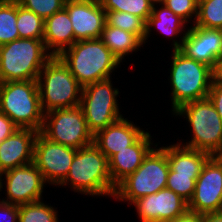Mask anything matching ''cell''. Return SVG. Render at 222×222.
<instances>
[{"label": "cell", "instance_id": "12", "mask_svg": "<svg viewBox=\"0 0 222 222\" xmlns=\"http://www.w3.org/2000/svg\"><path fill=\"white\" fill-rule=\"evenodd\" d=\"M188 210L199 214L222 211V158L211 156L196 180Z\"/></svg>", "mask_w": 222, "mask_h": 222}, {"label": "cell", "instance_id": "39", "mask_svg": "<svg viewBox=\"0 0 222 222\" xmlns=\"http://www.w3.org/2000/svg\"><path fill=\"white\" fill-rule=\"evenodd\" d=\"M202 222H222V211L202 214Z\"/></svg>", "mask_w": 222, "mask_h": 222}, {"label": "cell", "instance_id": "32", "mask_svg": "<svg viewBox=\"0 0 222 222\" xmlns=\"http://www.w3.org/2000/svg\"><path fill=\"white\" fill-rule=\"evenodd\" d=\"M24 8L31 10L43 20L64 8L66 0H17Z\"/></svg>", "mask_w": 222, "mask_h": 222}, {"label": "cell", "instance_id": "40", "mask_svg": "<svg viewBox=\"0 0 222 222\" xmlns=\"http://www.w3.org/2000/svg\"><path fill=\"white\" fill-rule=\"evenodd\" d=\"M150 2L153 4V5H160V4H163L165 2V0H150Z\"/></svg>", "mask_w": 222, "mask_h": 222}, {"label": "cell", "instance_id": "3", "mask_svg": "<svg viewBox=\"0 0 222 222\" xmlns=\"http://www.w3.org/2000/svg\"><path fill=\"white\" fill-rule=\"evenodd\" d=\"M170 70L172 113L182 105L208 97L212 84V68L172 50Z\"/></svg>", "mask_w": 222, "mask_h": 222}, {"label": "cell", "instance_id": "28", "mask_svg": "<svg viewBox=\"0 0 222 222\" xmlns=\"http://www.w3.org/2000/svg\"><path fill=\"white\" fill-rule=\"evenodd\" d=\"M106 23L137 35L144 43L146 22L135 15L120 11H106Z\"/></svg>", "mask_w": 222, "mask_h": 222}, {"label": "cell", "instance_id": "2", "mask_svg": "<svg viewBox=\"0 0 222 222\" xmlns=\"http://www.w3.org/2000/svg\"><path fill=\"white\" fill-rule=\"evenodd\" d=\"M59 57L82 87L112 78L121 63L100 38L76 41Z\"/></svg>", "mask_w": 222, "mask_h": 222}, {"label": "cell", "instance_id": "8", "mask_svg": "<svg viewBox=\"0 0 222 222\" xmlns=\"http://www.w3.org/2000/svg\"><path fill=\"white\" fill-rule=\"evenodd\" d=\"M169 174L167 145L153 148L135 172L122 180L115 189L114 199L128 206L146 195L166 188Z\"/></svg>", "mask_w": 222, "mask_h": 222}, {"label": "cell", "instance_id": "23", "mask_svg": "<svg viewBox=\"0 0 222 222\" xmlns=\"http://www.w3.org/2000/svg\"><path fill=\"white\" fill-rule=\"evenodd\" d=\"M80 107L93 135L124 117L118 105L80 104Z\"/></svg>", "mask_w": 222, "mask_h": 222}, {"label": "cell", "instance_id": "22", "mask_svg": "<svg viewBox=\"0 0 222 222\" xmlns=\"http://www.w3.org/2000/svg\"><path fill=\"white\" fill-rule=\"evenodd\" d=\"M100 39L110 49L112 54L123 63L125 56L139 51L143 41L135 34L124 31L105 23Z\"/></svg>", "mask_w": 222, "mask_h": 222}, {"label": "cell", "instance_id": "1", "mask_svg": "<svg viewBox=\"0 0 222 222\" xmlns=\"http://www.w3.org/2000/svg\"><path fill=\"white\" fill-rule=\"evenodd\" d=\"M67 185L87 196H114L116 187L111 180L108 158L93 143L77 149L69 173L59 186Z\"/></svg>", "mask_w": 222, "mask_h": 222}, {"label": "cell", "instance_id": "26", "mask_svg": "<svg viewBox=\"0 0 222 222\" xmlns=\"http://www.w3.org/2000/svg\"><path fill=\"white\" fill-rule=\"evenodd\" d=\"M17 0L0 1V46L19 39Z\"/></svg>", "mask_w": 222, "mask_h": 222}, {"label": "cell", "instance_id": "42", "mask_svg": "<svg viewBox=\"0 0 222 222\" xmlns=\"http://www.w3.org/2000/svg\"><path fill=\"white\" fill-rule=\"evenodd\" d=\"M193 1H195L199 5L203 0H193Z\"/></svg>", "mask_w": 222, "mask_h": 222}, {"label": "cell", "instance_id": "41", "mask_svg": "<svg viewBox=\"0 0 222 222\" xmlns=\"http://www.w3.org/2000/svg\"><path fill=\"white\" fill-rule=\"evenodd\" d=\"M219 57H222V43H221V48H220V52H219Z\"/></svg>", "mask_w": 222, "mask_h": 222}, {"label": "cell", "instance_id": "21", "mask_svg": "<svg viewBox=\"0 0 222 222\" xmlns=\"http://www.w3.org/2000/svg\"><path fill=\"white\" fill-rule=\"evenodd\" d=\"M211 155L204 151L190 149L179 143L167 145L169 169L184 175H200Z\"/></svg>", "mask_w": 222, "mask_h": 222}, {"label": "cell", "instance_id": "7", "mask_svg": "<svg viewBox=\"0 0 222 222\" xmlns=\"http://www.w3.org/2000/svg\"><path fill=\"white\" fill-rule=\"evenodd\" d=\"M37 82L44 113L80 106L82 86L59 56L46 62Z\"/></svg>", "mask_w": 222, "mask_h": 222}, {"label": "cell", "instance_id": "37", "mask_svg": "<svg viewBox=\"0 0 222 222\" xmlns=\"http://www.w3.org/2000/svg\"><path fill=\"white\" fill-rule=\"evenodd\" d=\"M159 222H202V214L187 210L183 215Z\"/></svg>", "mask_w": 222, "mask_h": 222}, {"label": "cell", "instance_id": "11", "mask_svg": "<svg viewBox=\"0 0 222 222\" xmlns=\"http://www.w3.org/2000/svg\"><path fill=\"white\" fill-rule=\"evenodd\" d=\"M46 184L43 174L33 162L0 174V192L3 186L6 192V197L2 200L15 205L43 200V189Z\"/></svg>", "mask_w": 222, "mask_h": 222}, {"label": "cell", "instance_id": "10", "mask_svg": "<svg viewBox=\"0 0 222 222\" xmlns=\"http://www.w3.org/2000/svg\"><path fill=\"white\" fill-rule=\"evenodd\" d=\"M76 151L51 141L39 131L34 142L33 163L48 184L59 187L69 173Z\"/></svg>", "mask_w": 222, "mask_h": 222}, {"label": "cell", "instance_id": "9", "mask_svg": "<svg viewBox=\"0 0 222 222\" xmlns=\"http://www.w3.org/2000/svg\"><path fill=\"white\" fill-rule=\"evenodd\" d=\"M40 132L51 141L75 149L93 143V134L88 128L80 106L45 113Z\"/></svg>", "mask_w": 222, "mask_h": 222}, {"label": "cell", "instance_id": "6", "mask_svg": "<svg viewBox=\"0 0 222 222\" xmlns=\"http://www.w3.org/2000/svg\"><path fill=\"white\" fill-rule=\"evenodd\" d=\"M52 57L44 41L19 38L0 46V83L37 80L40 71Z\"/></svg>", "mask_w": 222, "mask_h": 222}, {"label": "cell", "instance_id": "29", "mask_svg": "<svg viewBox=\"0 0 222 222\" xmlns=\"http://www.w3.org/2000/svg\"><path fill=\"white\" fill-rule=\"evenodd\" d=\"M105 11H120L131 13L147 22L151 15L153 4L150 0H100Z\"/></svg>", "mask_w": 222, "mask_h": 222}, {"label": "cell", "instance_id": "20", "mask_svg": "<svg viewBox=\"0 0 222 222\" xmlns=\"http://www.w3.org/2000/svg\"><path fill=\"white\" fill-rule=\"evenodd\" d=\"M159 7L157 4L153 5L151 15L148 17L146 22L144 44L147 43L146 40H148V38L151 36L150 34L152 29L155 28L161 34L166 36V38L169 39V37H172L173 44L171 45H173V50H179L182 45L183 38L187 33L188 28L186 25L188 26V24L164 4H160ZM175 36L176 38L178 37L180 39H174Z\"/></svg>", "mask_w": 222, "mask_h": 222}, {"label": "cell", "instance_id": "18", "mask_svg": "<svg viewBox=\"0 0 222 222\" xmlns=\"http://www.w3.org/2000/svg\"><path fill=\"white\" fill-rule=\"evenodd\" d=\"M151 137L149 131H145L131 146L114 154L108 160L111 180L115 187L127 176L135 172L153 149Z\"/></svg>", "mask_w": 222, "mask_h": 222}, {"label": "cell", "instance_id": "16", "mask_svg": "<svg viewBox=\"0 0 222 222\" xmlns=\"http://www.w3.org/2000/svg\"><path fill=\"white\" fill-rule=\"evenodd\" d=\"M39 131L17 129L0 143V174L33 162L34 142Z\"/></svg>", "mask_w": 222, "mask_h": 222}, {"label": "cell", "instance_id": "24", "mask_svg": "<svg viewBox=\"0 0 222 222\" xmlns=\"http://www.w3.org/2000/svg\"><path fill=\"white\" fill-rule=\"evenodd\" d=\"M111 81L108 78L82 87L80 104L119 105V89Z\"/></svg>", "mask_w": 222, "mask_h": 222}, {"label": "cell", "instance_id": "15", "mask_svg": "<svg viewBox=\"0 0 222 222\" xmlns=\"http://www.w3.org/2000/svg\"><path fill=\"white\" fill-rule=\"evenodd\" d=\"M222 43V29L188 26L179 49L188 58L202 62L213 68Z\"/></svg>", "mask_w": 222, "mask_h": 222}, {"label": "cell", "instance_id": "35", "mask_svg": "<svg viewBox=\"0 0 222 222\" xmlns=\"http://www.w3.org/2000/svg\"><path fill=\"white\" fill-rule=\"evenodd\" d=\"M208 97L212 101L222 120V83L212 81Z\"/></svg>", "mask_w": 222, "mask_h": 222}, {"label": "cell", "instance_id": "25", "mask_svg": "<svg viewBox=\"0 0 222 222\" xmlns=\"http://www.w3.org/2000/svg\"><path fill=\"white\" fill-rule=\"evenodd\" d=\"M16 26L19 38L43 40L44 20L31 10L21 6L18 1Z\"/></svg>", "mask_w": 222, "mask_h": 222}, {"label": "cell", "instance_id": "19", "mask_svg": "<svg viewBox=\"0 0 222 222\" xmlns=\"http://www.w3.org/2000/svg\"><path fill=\"white\" fill-rule=\"evenodd\" d=\"M43 41L52 56H59L76 42L70 16L65 8L44 20Z\"/></svg>", "mask_w": 222, "mask_h": 222}, {"label": "cell", "instance_id": "14", "mask_svg": "<svg viewBox=\"0 0 222 222\" xmlns=\"http://www.w3.org/2000/svg\"><path fill=\"white\" fill-rule=\"evenodd\" d=\"M140 222H159L183 215L188 203L168 188L136 199L133 203Z\"/></svg>", "mask_w": 222, "mask_h": 222}, {"label": "cell", "instance_id": "33", "mask_svg": "<svg viewBox=\"0 0 222 222\" xmlns=\"http://www.w3.org/2000/svg\"><path fill=\"white\" fill-rule=\"evenodd\" d=\"M187 24L194 25L197 19L198 4L193 0H165L163 3ZM194 17V18H193ZM193 18V20H192ZM192 21V22H191Z\"/></svg>", "mask_w": 222, "mask_h": 222}, {"label": "cell", "instance_id": "38", "mask_svg": "<svg viewBox=\"0 0 222 222\" xmlns=\"http://www.w3.org/2000/svg\"><path fill=\"white\" fill-rule=\"evenodd\" d=\"M212 80L216 83H222V57L216 59L215 65L212 68Z\"/></svg>", "mask_w": 222, "mask_h": 222}, {"label": "cell", "instance_id": "17", "mask_svg": "<svg viewBox=\"0 0 222 222\" xmlns=\"http://www.w3.org/2000/svg\"><path fill=\"white\" fill-rule=\"evenodd\" d=\"M145 130L125 117L93 135V144L108 158L131 146Z\"/></svg>", "mask_w": 222, "mask_h": 222}, {"label": "cell", "instance_id": "36", "mask_svg": "<svg viewBox=\"0 0 222 222\" xmlns=\"http://www.w3.org/2000/svg\"><path fill=\"white\" fill-rule=\"evenodd\" d=\"M18 127L13 123V121L4 113L0 112V143L12 135Z\"/></svg>", "mask_w": 222, "mask_h": 222}, {"label": "cell", "instance_id": "30", "mask_svg": "<svg viewBox=\"0 0 222 222\" xmlns=\"http://www.w3.org/2000/svg\"><path fill=\"white\" fill-rule=\"evenodd\" d=\"M195 26L222 29V0H203L198 5Z\"/></svg>", "mask_w": 222, "mask_h": 222}, {"label": "cell", "instance_id": "31", "mask_svg": "<svg viewBox=\"0 0 222 222\" xmlns=\"http://www.w3.org/2000/svg\"><path fill=\"white\" fill-rule=\"evenodd\" d=\"M198 177L199 175L178 174L169 169L166 188L172 190L189 203L194 194L195 184Z\"/></svg>", "mask_w": 222, "mask_h": 222}, {"label": "cell", "instance_id": "34", "mask_svg": "<svg viewBox=\"0 0 222 222\" xmlns=\"http://www.w3.org/2000/svg\"><path fill=\"white\" fill-rule=\"evenodd\" d=\"M19 205L0 201V222H18Z\"/></svg>", "mask_w": 222, "mask_h": 222}, {"label": "cell", "instance_id": "4", "mask_svg": "<svg viewBox=\"0 0 222 222\" xmlns=\"http://www.w3.org/2000/svg\"><path fill=\"white\" fill-rule=\"evenodd\" d=\"M0 112L19 129L41 131L45 113L41 107L37 80L1 82Z\"/></svg>", "mask_w": 222, "mask_h": 222}, {"label": "cell", "instance_id": "13", "mask_svg": "<svg viewBox=\"0 0 222 222\" xmlns=\"http://www.w3.org/2000/svg\"><path fill=\"white\" fill-rule=\"evenodd\" d=\"M76 41L100 38L106 23V11L100 0H66Z\"/></svg>", "mask_w": 222, "mask_h": 222}, {"label": "cell", "instance_id": "5", "mask_svg": "<svg viewBox=\"0 0 222 222\" xmlns=\"http://www.w3.org/2000/svg\"><path fill=\"white\" fill-rule=\"evenodd\" d=\"M174 115L186 118L192 131L191 140L179 144L211 156L222 154V120L209 97L182 105Z\"/></svg>", "mask_w": 222, "mask_h": 222}, {"label": "cell", "instance_id": "27", "mask_svg": "<svg viewBox=\"0 0 222 222\" xmlns=\"http://www.w3.org/2000/svg\"><path fill=\"white\" fill-rule=\"evenodd\" d=\"M56 209L43 200L19 205L18 222H59Z\"/></svg>", "mask_w": 222, "mask_h": 222}]
</instances>
